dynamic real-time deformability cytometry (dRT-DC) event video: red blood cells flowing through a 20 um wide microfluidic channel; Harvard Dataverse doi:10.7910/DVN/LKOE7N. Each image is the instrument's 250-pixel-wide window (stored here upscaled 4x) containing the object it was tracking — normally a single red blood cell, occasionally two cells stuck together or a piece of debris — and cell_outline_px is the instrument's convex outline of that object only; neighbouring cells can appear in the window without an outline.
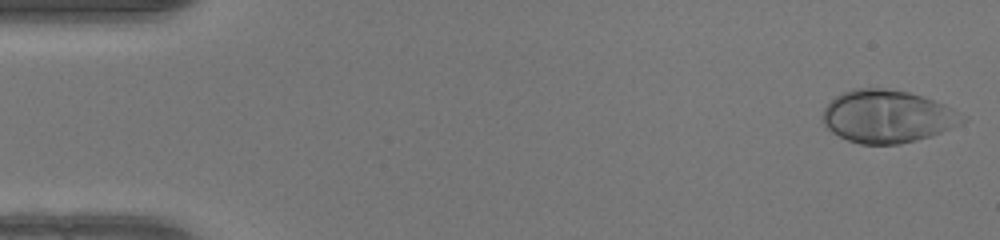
{"species": "human", "species_latin": "Homo sapiens", "temperature_condition": "warm", "stored_images_in_passage": 49, "camera_frame_rate_fps": 3000, "um_per_image_px": 0.085, "donor": {"sex": "female"}, "frame": {"image": 1, "passage_image": 1, "time_ms": 0.0, "image_size_px": [1000, 240], "cell_outline_px": [[968, 120], [960, 124], [932, 136], [900, 144], [860, 144], [848, 140], [832, 132], [824, 124], [824, 108], [836, 96], [852, 88], [884, 88], [908, 92], [924, 96], [944, 104], [968, 116]], "centroid_in_image_um": [75.48, 9.89], "position_along_channel_um": 9.5, "area_um2": 42.95}}
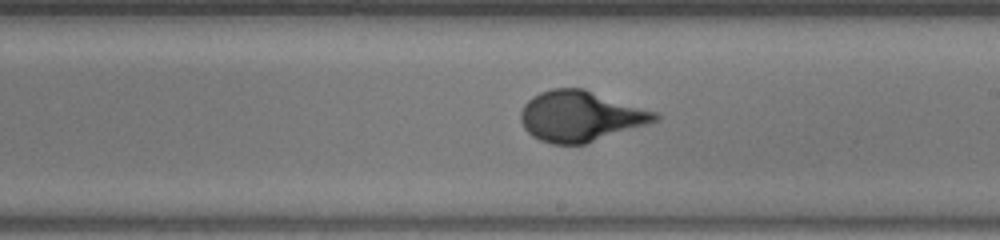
{"frame": {"image": 2, "passage_image": 28, "time_ms": 9.0, "image_size_px": [1000, 240], "cell_outline_px": [[660, 120], [648, 124], [584, 144], [552, 144], [540, 140], [532, 136], [524, 128], [520, 120], [520, 112], [524, 104], [532, 96], [540, 92], [552, 88], [584, 88], [660, 112]], "centroid_in_image_um": [49.37, 9.86], "position_along_channel_um": 239.6, "area_um2": 39.94}}
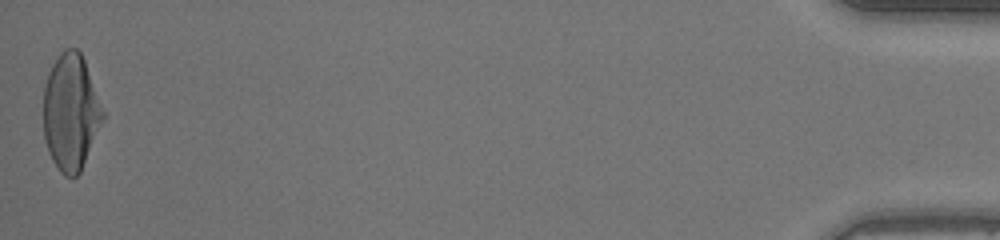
{"frame": {"image": 3, "passage_image": 49, "time_ms": 16.0, "image_size_px": [1000, 240], "cell_outline_px": [[104, 120], [80, 172], [76, 176], [64, 176], [60, 172], [52, 160], [48, 152], [44, 140], [44, 88], [48, 72], [52, 64], [60, 52], [64, 48], [76, 48], [80, 52], [84, 60], [104, 112]], "centroid_in_image_um": [6.0, 9.54], "position_along_channel_um": 429.2, "area_um2": 40.23}, "authors_computed_cell_mechanics": {"area_um2": 39.0728, "velocity_mm_per_s": 4.1528, "shape_relaxation_time_tau1_ms": 3.6515, "shape_relaxation_time_tau2_ms": null, "deformation_change_tau1": 0.2521, "deformation_change_tau2": null}}